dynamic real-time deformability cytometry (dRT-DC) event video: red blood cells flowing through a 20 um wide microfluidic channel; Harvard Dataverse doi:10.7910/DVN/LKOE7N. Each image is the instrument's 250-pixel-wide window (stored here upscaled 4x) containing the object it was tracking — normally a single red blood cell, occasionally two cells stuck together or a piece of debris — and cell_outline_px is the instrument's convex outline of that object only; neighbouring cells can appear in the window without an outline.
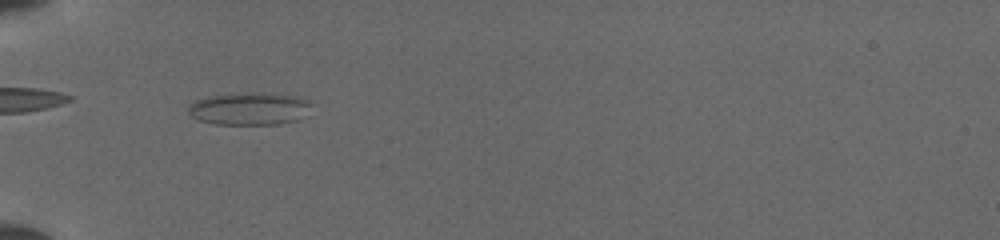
{"species": "common noctule bat (a hibernating species)", "species_latin": "Nyctalus noctula", "temperature_condition": "cold", "stored_images_in_passage": 15, "camera_frame_rate_fps": 3000, "um_per_image_px": 0.085, "animal": {"sex": "female", "body_mass_g": 19.5, "forearm_length_mm": 54.1}, "frame": {"image": 1, "passage_image": 4, "time_ms": 1.333, "image_size_px": [1000, 240], "cell_outline_px": [[312, 104], [296, 120], [280, 124], [216, 124], [200, 120], [192, 116], [188, 112], [188, 104], [196, 100], [208, 96], [252, 92], [296, 96], [308, 100]], "centroid_in_image_um": [21.14, 9.23], "position_along_channel_um": 63.9, "area_um2": 23.0}}
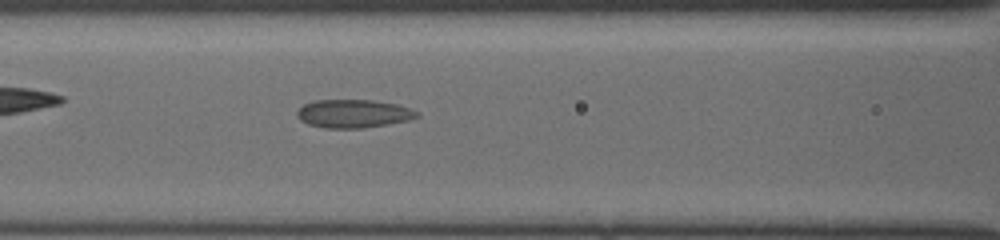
{"frame": {"image": 2, "passage_image": 9, "time_ms": 3.333, "image_size_px": [1000, 240], "cell_outline_px": [[420, 116], [408, 120], [360, 128], [324, 128], [308, 124], [300, 120], [296, 116], [296, 112], [304, 104], [312, 100], [372, 100], [396, 104], [420, 112]], "centroid_in_image_um": [30.0, 9.65], "position_along_channel_um": 136.6, "area_um2": 19.65}}
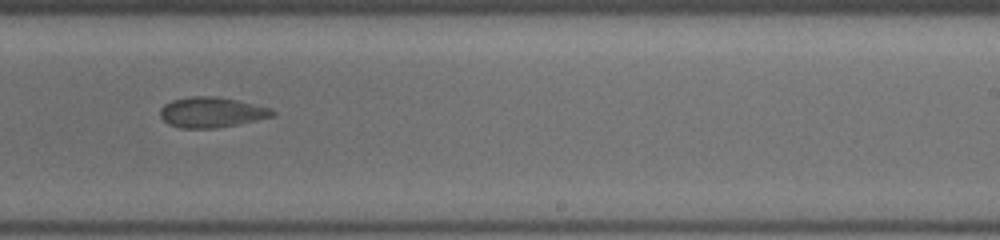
{"frame": {"image": 3, "passage_image": 13, "time_ms": 6.667, "image_size_px": [1000, 240], "cell_outline_px": [[276, 116], [236, 124], [212, 128], [180, 128], [168, 124], [160, 116], [160, 108], [164, 104], [172, 100], [192, 96], [216, 96], [236, 100], [272, 108], [276, 112]], "centroid_in_image_um": [17.98, 9.54], "position_along_channel_um": 271.0, "area_um2": 19.83}}